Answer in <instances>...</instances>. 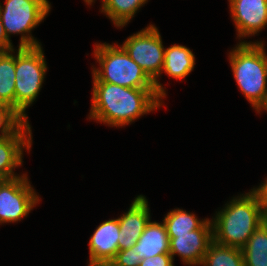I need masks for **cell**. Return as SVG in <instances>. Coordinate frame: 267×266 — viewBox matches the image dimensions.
<instances>
[{
	"mask_svg": "<svg viewBox=\"0 0 267 266\" xmlns=\"http://www.w3.org/2000/svg\"><path fill=\"white\" fill-rule=\"evenodd\" d=\"M122 47L154 82L156 92L164 98L166 93L158 77L162 73L165 49L158 29L149 25L128 37Z\"/></svg>",
	"mask_w": 267,
	"mask_h": 266,
	"instance_id": "52a82bcc",
	"label": "cell"
},
{
	"mask_svg": "<svg viewBox=\"0 0 267 266\" xmlns=\"http://www.w3.org/2000/svg\"><path fill=\"white\" fill-rule=\"evenodd\" d=\"M225 205L212 220L214 241L242 249L253 232L267 220L264 191L260 186L253 188Z\"/></svg>",
	"mask_w": 267,
	"mask_h": 266,
	"instance_id": "7a4b0ae2",
	"label": "cell"
},
{
	"mask_svg": "<svg viewBox=\"0 0 267 266\" xmlns=\"http://www.w3.org/2000/svg\"><path fill=\"white\" fill-rule=\"evenodd\" d=\"M260 187L263 189L265 197H266V204H267V179L265 180L264 183H262V185H260Z\"/></svg>",
	"mask_w": 267,
	"mask_h": 266,
	"instance_id": "d4e9b609",
	"label": "cell"
},
{
	"mask_svg": "<svg viewBox=\"0 0 267 266\" xmlns=\"http://www.w3.org/2000/svg\"><path fill=\"white\" fill-rule=\"evenodd\" d=\"M148 0H102L101 12L113 21L115 26L124 27Z\"/></svg>",
	"mask_w": 267,
	"mask_h": 266,
	"instance_id": "ac0fdd59",
	"label": "cell"
},
{
	"mask_svg": "<svg viewBox=\"0 0 267 266\" xmlns=\"http://www.w3.org/2000/svg\"><path fill=\"white\" fill-rule=\"evenodd\" d=\"M139 266H174L172 256L169 253L144 258Z\"/></svg>",
	"mask_w": 267,
	"mask_h": 266,
	"instance_id": "603a6c76",
	"label": "cell"
},
{
	"mask_svg": "<svg viewBox=\"0 0 267 266\" xmlns=\"http://www.w3.org/2000/svg\"><path fill=\"white\" fill-rule=\"evenodd\" d=\"M119 221L109 219L100 224L90 237L88 266H107L118 249Z\"/></svg>",
	"mask_w": 267,
	"mask_h": 266,
	"instance_id": "7c38bea8",
	"label": "cell"
},
{
	"mask_svg": "<svg viewBox=\"0 0 267 266\" xmlns=\"http://www.w3.org/2000/svg\"><path fill=\"white\" fill-rule=\"evenodd\" d=\"M88 5H91L94 0H84Z\"/></svg>",
	"mask_w": 267,
	"mask_h": 266,
	"instance_id": "484cf974",
	"label": "cell"
},
{
	"mask_svg": "<svg viewBox=\"0 0 267 266\" xmlns=\"http://www.w3.org/2000/svg\"><path fill=\"white\" fill-rule=\"evenodd\" d=\"M141 260L134 245L131 248L119 250L107 266H139Z\"/></svg>",
	"mask_w": 267,
	"mask_h": 266,
	"instance_id": "7402d4cb",
	"label": "cell"
},
{
	"mask_svg": "<svg viewBox=\"0 0 267 266\" xmlns=\"http://www.w3.org/2000/svg\"><path fill=\"white\" fill-rule=\"evenodd\" d=\"M195 56L192 51L183 45H172L165 49L164 71L175 79H183L194 69Z\"/></svg>",
	"mask_w": 267,
	"mask_h": 266,
	"instance_id": "9a60e30c",
	"label": "cell"
},
{
	"mask_svg": "<svg viewBox=\"0 0 267 266\" xmlns=\"http://www.w3.org/2000/svg\"><path fill=\"white\" fill-rule=\"evenodd\" d=\"M241 250L245 266H267V220L253 232Z\"/></svg>",
	"mask_w": 267,
	"mask_h": 266,
	"instance_id": "e0dca14e",
	"label": "cell"
},
{
	"mask_svg": "<svg viewBox=\"0 0 267 266\" xmlns=\"http://www.w3.org/2000/svg\"><path fill=\"white\" fill-rule=\"evenodd\" d=\"M239 37L255 35L267 25V0H228Z\"/></svg>",
	"mask_w": 267,
	"mask_h": 266,
	"instance_id": "8fae6325",
	"label": "cell"
},
{
	"mask_svg": "<svg viewBox=\"0 0 267 266\" xmlns=\"http://www.w3.org/2000/svg\"><path fill=\"white\" fill-rule=\"evenodd\" d=\"M23 120L9 107L0 105V137L10 135Z\"/></svg>",
	"mask_w": 267,
	"mask_h": 266,
	"instance_id": "44dd1931",
	"label": "cell"
},
{
	"mask_svg": "<svg viewBox=\"0 0 267 266\" xmlns=\"http://www.w3.org/2000/svg\"><path fill=\"white\" fill-rule=\"evenodd\" d=\"M32 143L31 127L23 121L10 135L0 137V180L18 177L14 168L22 165L23 148L29 150Z\"/></svg>",
	"mask_w": 267,
	"mask_h": 266,
	"instance_id": "30bf717a",
	"label": "cell"
},
{
	"mask_svg": "<svg viewBox=\"0 0 267 266\" xmlns=\"http://www.w3.org/2000/svg\"><path fill=\"white\" fill-rule=\"evenodd\" d=\"M148 201L143 195L137 196L130 208L121 217H118L120 231L118 249L131 248L142 235L150 221Z\"/></svg>",
	"mask_w": 267,
	"mask_h": 266,
	"instance_id": "4fadbf2b",
	"label": "cell"
},
{
	"mask_svg": "<svg viewBox=\"0 0 267 266\" xmlns=\"http://www.w3.org/2000/svg\"><path fill=\"white\" fill-rule=\"evenodd\" d=\"M14 50L0 52V105L15 112V56Z\"/></svg>",
	"mask_w": 267,
	"mask_h": 266,
	"instance_id": "2e32d148",
	"label": "cell"
},
{
	"mask_svg": "<svg viewBox=\"0 0 267 266\" xmlns=\"http://www.w3.org/2000/svg\"><path fill=\"white\" fill-rule=\"evenodd\" d=\"M169 235L164 223L151 222L146 225L142 235L135 244L141 259L169 253Z\"/></svg>",
	"mask_w": 267,
	"mask_h": 266,
	"instance_id": "5bb4252c",
	"label": "cell"
},
{
	"mask_svg": "<svg viewBox=\"0 0 267 266\" xmlns=\"http://www.w3.org/2000/svg\"><path fill=\"white\" fill-rule=\"evenodd\" d=\"M94 56L101 69L93 67V82H107L128 88H155L144 70L122 46L96 44Z\"/></svg>",
	"mask_w": 267,
	"mask_h": 266,
	"instance_id": "277c9868",
	"label": "cell"
},
{
	"mask_svg": "<svg viewBox=\"0 0 267 266\" xmlns=\"http://www.w3.org/2000/svg\"><path fill=\"white\" fill-rule=\"evenodd\" d=\"M169 254L181 257L184 264L201 265L210 244L214 241L212 220L206 221L196 230L183 235H169Z\"/></svg>",
	"mask_w": 267,
	"mask_h": 266,
	"instance_id": "9c48e42d",
	"label": "cell"
},
{
	"mask_svg": "<svg viewBox=\"0 0 267 266\" xmlns=\"http://www.w3.org/2000/svg\"><path fill=\"white\" fill-rule=\"evenodd\" d=\"M50 9L48 0H6L4 8L0 5V18L8 39L10 34H21L18 47L41 46L30 33Z\"/></svg>",
	"mask_w": 267,
	"mask_h": 266,
	"instance_id": "8992f818",
	"label": "cell"
},
{
	"mask_svg": "<svg viewBox=\"0 0 267 266\" xmlns=\"http://www.w3.org/2000/svg\"><path fill=\"white\" fill-rule=\"evenodd\" d=\"M15 55V113L25 122V110L36 99L47 65L41 46L19 47Z\"/></svg>",
	"mask_w": 267,
	"mask_h": 266,
	"instance_id": "5b68a950",
	"label": "cell"
},
{
	"mask_svg": "<svg viewBox=\"0 0 267 266\" xmlns=\"http://www.w3.org/2000/svg\"><path fill=\"white\" fill-rule=\"evenodd\" d=\"M235 81L257 113L267 101V55L263 42L241 41L229 54Z\"/></svg>",
	"mask_w": 267,
	"mask_h": 266,
	"instance_id": "3957f363",
	"label": "cell"
},
{
	"mask_svg": "<svg viewBox=\"0 0 267 266\" xmlns=\"http://www.w3.org/2000/svg\"><path fill=\"white\" fill-rule=\"evenodd\" d=\"M14 50L11 40L8 39L0 18V52Z\"/></svg>",
	"mask_w": 267,
	"mask_h": 266,
	"instance_id": "cb8c5ba5",
	"label": "cell"
},
{
	"mask_svg": "<svg viewBox=\"0 0 267 266\" xmlns=\"http://www.w3.org/2000/svg\"><path fill=\"white\" fill-rule=\"evenodd\" d=\"M205 221L206 219L198 220L195 214L188 213L183 209H174L167 213L163 223L168 235H183L198 229Z\"/></svg>",
	"mask_w": 267,
	"mask_h": 266,
	"instance_id": "ffe728a7",
	"label": "cell"
},
{
	"mask_svg": "<svg viewBox=\"0 0 267 266\" xmlns=\"http://www.w3.org/2000/svg\"><path fill=\"white\" fill-rule=\"evenodd\" d=\"M260 110H261V111H262V110H266V111H267V101H266L265 105H264Z\"/></svg>",
	"mask_w": 267,
	"mask_h": 266,
	"instance_id": "4316f807",
	"label": "cell"
},
{
	"mask_svg": "<svg viewBox=\"0 0 267 266\" xmlns=\"http://www.w3.org/2000/svg\"><path fill=\"white\" fill-rule=\"evenodd\" d=\"M26 174L0 180V224L27 217L40 201Z\"/></svg>",
	"mask_w": 267,
	"mask_h": 266,
	"instance_id": "ba28073f",
	"label": "cell"
},
{
	"mask_svg": "<svg viewBox=\"0 0 267 266\" xmlns=\"http://www.w3.org/2000/svg\"><path fill=\"white\" fill-rule=\"evenodd\" d=\"M162 97L155 88H128L107 82H93L89 119L125 126L160 107Z\"/></svg>",
	"mask_w": 267,
	"mask_h": 266,
	"instance_id": "6da1fadb",
	"label": "cell"
},
{
	"mask_svg": "<svg viewBox=\"0 0 267 266\" xmlns=\"http://www.w3.org/2000/svg\"><path fill=\"white\" fill-rule=\"evenodd\" d=\"M202 266H245L240 248L225 246L213 241L201 263Z\"/></svg>",
	"mask_w": 267,
	"mask_h": 266,
	"instance_id": "d6986e66",
	"label": "cell"
}]
</instances>
